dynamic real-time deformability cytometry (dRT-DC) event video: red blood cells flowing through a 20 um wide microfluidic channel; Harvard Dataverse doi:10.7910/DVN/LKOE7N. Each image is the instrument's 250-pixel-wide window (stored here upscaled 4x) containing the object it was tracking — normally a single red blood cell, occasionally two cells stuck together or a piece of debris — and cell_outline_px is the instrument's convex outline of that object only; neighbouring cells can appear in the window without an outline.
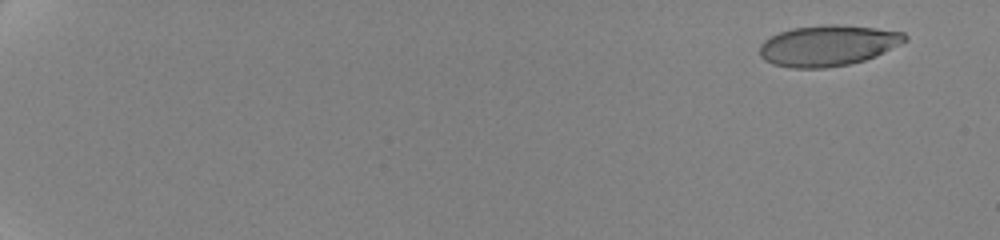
{"species": "human", "species_latin": "Homo sapiens", "temperature_condition": "cold", "stored_images_in_passage": 28, "camera_frame_rate_fps": 3000, "um_per_image_px": 0.085, "donor": {"sex": "female"}, "frame": {"image": 1, "passage_image": 3, "time_ms": 1.333, "image_size_px": [1000, 240], "cell_outline_px": [[908, 40], [876, 56], [864, 60], [848, 64], [824, 68], [792, 68], [772, 64], [764, 60], [760, 56], [760, 44], [764, 40], [780, 32], [792, 28], [828, 24], [836, 24], [876, 28], [904, 32], [908, 36]], "centroid_in_image_um": [70.38, 3.87], "position_along_channel_um": 14.6, "area_um2": 34.56}}
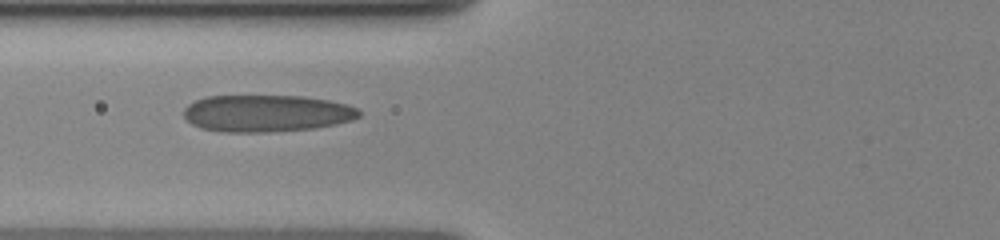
{"frame": {"image": 2, "passage_image": 21, "time_ms": 9.333, "image_size_px": [1000, 240], "cell_outline_px": [[360, 116], [352, 120], [336, 124], [316, 128], [268, 132], [220, 132], [200, 128], [192, 124], [184, 116], [184, 108], [188, 104], [196, 100], [208, 96], [304, 96], [328, 100], [348, 104], [356, 108], [360, 112]], "centroid_in_image_um": [22.66, 9.64], "position_along_channel_um": 103.1, "area_um2": 37.92}}
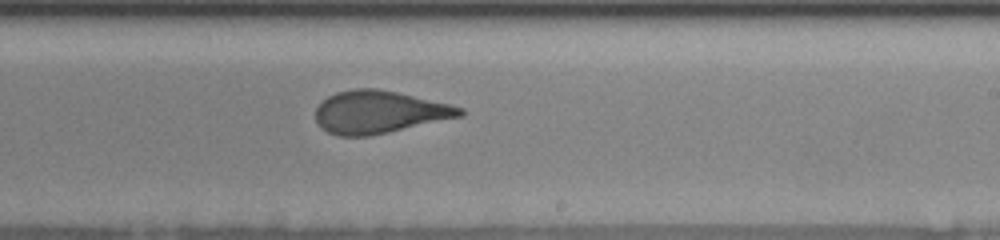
{"frame": {"image": 3, "passage_image": 28, "time_ms": 13.667, "image_size_px": [1000, 240], "cell_outline_px": [[464, 116], [388, 132], [368, 136], [340, 136], [328, 132], [320, 128], [316, 120], [316, 108], [328, 96], [336, 92], [352, 88], [376, 88], [396, 92], [452, 104], [464, 108]], "centroid_in_image_um": [32.24, 9.52], "position_along_channel_um": 256.8, "area_um2": 35.89}}